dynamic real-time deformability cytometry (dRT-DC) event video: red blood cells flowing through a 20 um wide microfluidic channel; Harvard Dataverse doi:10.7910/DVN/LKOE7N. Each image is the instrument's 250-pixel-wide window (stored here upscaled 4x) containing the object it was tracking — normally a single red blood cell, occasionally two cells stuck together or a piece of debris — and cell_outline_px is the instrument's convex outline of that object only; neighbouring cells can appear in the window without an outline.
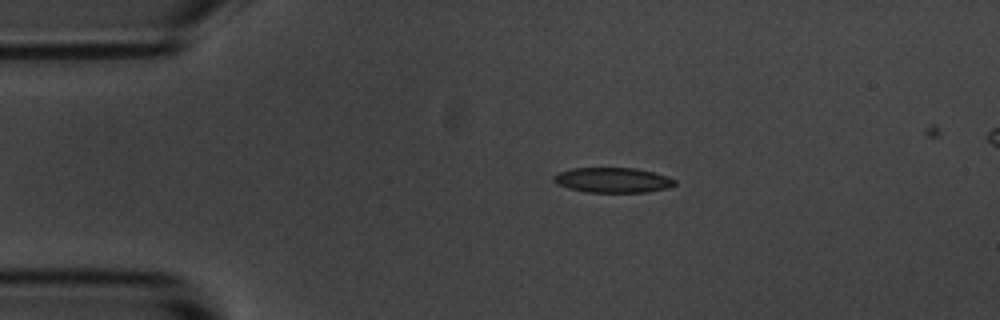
{"species": "common noctule bat (a hibernating species)", "species_latin": "Nyctalus noctula", "temperature_condition": "room temperature", "stored_images_in_passage": 4, "camera_frame_rate_fps": 3000, "um_per_image_px": 0.085, "animal": {"sex": "male", "body_mass_g": 20.1, "forearm_length_mm": 53.5}, "frame": {"image": 1, "passage_image": 2, "time_ms": 1.333, "image_size_px": [1000, 320], "cell_outline_px": [[676, 184], [668, 188], [648, 192], [584, 192], [568, 188], [556, 184], [552, 180], [552, 176], [556, 172], [572, 168], [636, 168], [668, 176], [676, 180]], "centroid_in_image_um": [52.04, 15.31], "position_along_channel_um": 33.0, "area_um2": 17.92}}